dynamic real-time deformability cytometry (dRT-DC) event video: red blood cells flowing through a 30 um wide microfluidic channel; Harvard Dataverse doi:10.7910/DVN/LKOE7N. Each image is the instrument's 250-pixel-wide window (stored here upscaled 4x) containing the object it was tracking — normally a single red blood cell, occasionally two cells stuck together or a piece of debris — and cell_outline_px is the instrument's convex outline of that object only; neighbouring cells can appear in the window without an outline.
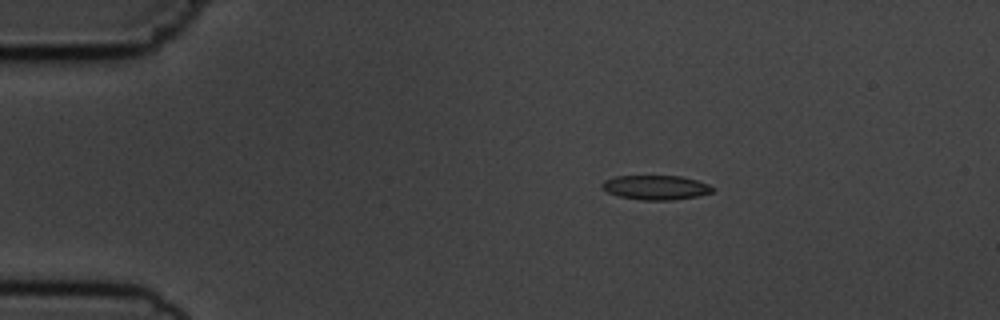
{"species": "common noctule bat (a hibernating species)", "species_latin": "Nyctalus noctula", "temperature_condition": "cold", "stored_images_in_passage": 5, "camera_frame_rate_fps": 3000, "um_per_image_px": 0.085, "animal": {"sex": "male", "body_mass_g": 19.5, "forearm_length_mm": 54.6}, "frame": {"image": 1, "passage_image": 2, "time_ms": 2.0, "image_size_px": [1000, 320], "cell_outline_px": [[712, 192], [696, 196], [672, 200], [644, 200], [620, 196], [608, 192], [600, 188], [600, 184], [604, 180], [616, 176], [680, 176], [696, 180], [708, 184], [712, 188]], "centroid_in_image_um": [55.69, 15.93], "position_along_channel_um": 29.3, "area_um2": 15.55}}
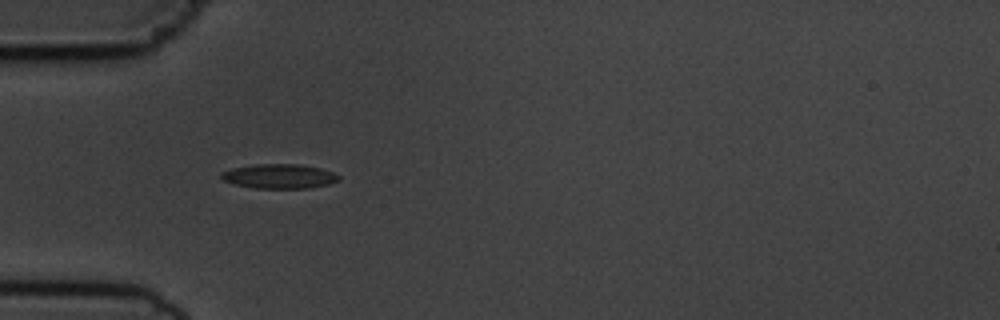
{"frame": {"image": 2, "passage_image": 4, "time_ms": 4.333, "image_size_px": [1000, 320], "cell_outline_px": [[340, 180], [328, 184], [308, 188], [256, 188], [236, 184], [224, 180], [220, 176], [220, 172], [232, 168], [256, 164], [300, 164], [320, 168], [332, 172], [340, 176]], "centroid_in_image_um": [23.75, 14.97], "position_along_channel_um": 61.3, "area_um2": 16.65}}
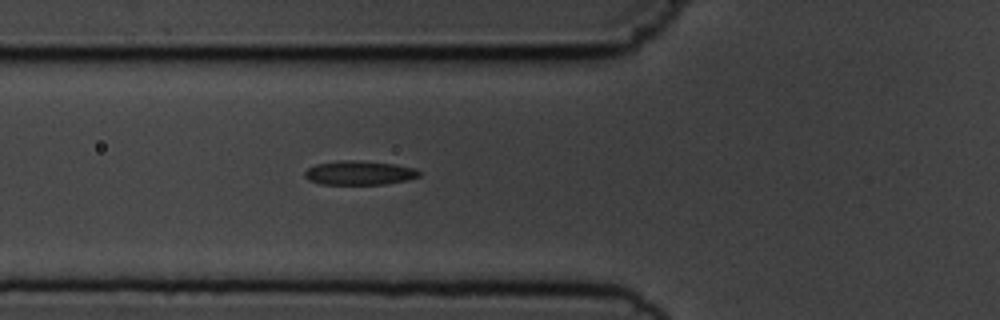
{"frame": {"image": 3, "passage_image": 5, "time_ms": 5.333, "image_size_px": [1000, 320], "cell_outline_px": [[420, 176], [408, 180], [384, 184], [320, 184], [308, 180], [304, 176], [304, 172], [308, 168], [316, 164], [336, 160], [360, 160], [396, 164], [416, 168], [420, 172]], "centroid_in_image_um": [30.54, 14.68], "position_along_channel_um": 95.3, "area_um2": 16.3}}